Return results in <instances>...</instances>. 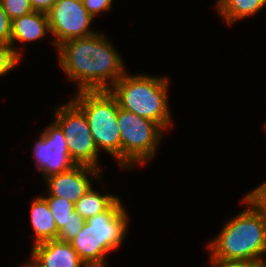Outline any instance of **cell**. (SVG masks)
I'll return each instance as SVG.
<instances>
[{
  "mask_svg": "<svg viewBox=\"0 0 266 267\" xmlns=\"http://www.w3.org/2000/svg\"><path fill=\"white\" fill-rule=\"evenodd\" d=\"M56 49L62 70L78 82V92L110 90L127 72L120 54L99 33L67 40Z\"/></svg>",
  "mask_w": 266,
  "mask_h": 267,
  "instance_id": "1",
  "label": "cell"
},
{
  "mask_svg": "<svg viewBox=\"0 0 266 267\" xmlns=\"http://www.w3.org/2000/svg\"><path fill=\"white\" fill-rule=\"evenodd\" d=\"M207 245L210 260L266 263V219L249 205L227 221L221 233Z\"/></svg>",
  "mask_w": 266,
  "mask_h": 267,
  "instance_id": "2",
  "label": "cell"
},
{
  "mask_svg": "<svg viewBox=\"0 0 266 267\" xmlns=\"http://www.w3.org/2000/svg\"><path fill=\"white\" fill-rule=\"evenodd\" d=\"M168 81L166 77L125 73L109 91L120 108L152 120L165 130L173 125L168 106Z\"/></svg>",
  "mask_w": 266,
  "mask_h": 267,
  "instance_id": "3",
  "label": "cell"
},
{
  "mask_svg": "<svg viewBox=\"0 0 266 267\" xmlns=\"http://www.w3.org/2000/svg\"><path fill=\"white\" fill-rule=\"evenodd\" d=\"M128 221V214L118 199L107 211L86 220L70 243L83 262H103L108 252L123 243Z\"/></svg>",
  "mask_w": 266,
  "mask_h": 267,
  "instance_id": "4",
  "label": "cell"
},
{
  "mask_svg": "<svg viewBox=\"0 0 266 267\" xmlns=\"http://www.w3.org/2000/svg\"><path fill=\"white\" fill-rule=\"evenodd\" d=\"M72 101L84 112L98 151L114 156L121 167L118 101L109 90L77 91Z\"/></svg>",
  "mask_w": 266,
  "mask_h": 267,
  "instance_id": "5",
  "label": "cell"
},
{
  "mask_svg": "<svg viewBox=\"0 0 266 267\" xmlns=\"http://www.w3.org/2000/svg\"><path fill=\"white\" fill-rule=\"evenodd\" d=\"M118 126L121 138V167L145 165L155 156L164 130L152 120L140 117L119 107Z\"/></svg>",
  "mask_w": 266,
  "mask_h": 267,
  "instance_id": "6",
  "label": "cell"
},
{
  "mask_svg": "<svg viewBox=\"0 0 266 267\" xmlns=\"http://www.w3.org/2000/svg\"><path fill=\"white\" fill-rule=\"evenodd\" d=\"M54 121L68 141V152L76 165L98 166V149L84 112L73 102L55 109Z\"/></svg>",
  "mask_w": 266,
  "mask_h": 267,
  "instance_id": "7",
  "label": "cell"
},
{
  "mask_svg": "<svg viewBox=\"0 0 266 267\" xmlns=\"http://www.w3.org/2000/svg\"><path fill=\"white\" fill-rule=\"evenodd\" d=\"M47 16L51 34L56 38L52 41L55 47L67 40L96 33L90 30L94 18L88 13L81 0H57Z\"/></svg>",
  "mask_w": 266,
  "mask_h": 267,
  "instance_id": "8",
  "label": "cell"
},
{
  "mask_svg": "<svg viewBox=\"0 0 266 267\" xmlns=\"http://www.w3.org/2000/svg\"><path fill=\"white\" fill-rule=\"evenodd\" d=\"M33 156L44 178L66 172L76 165L68 152V141L55 122L41 133L35 143Z\"/></svg>",
  "mask_w": 266,
  "mask_h": 267,
  "instance_id": "9",
  "label": "cell"
},
{
  "mask_svg": "<svg viewBox=\"0 0 266 267\" xmlns=\"http://www.w3.org/2000/svg\"><path fill=\"white\" fill-rule=\"evenodd\" d=\"M99 170L92 166L75 165L66 172L45 178L48 196L65 198L75 204L92 187L89 175L101 180Z\"/></svg>",
  "mask_w": 266,
  "mask_h": 267,
  "instance_id": "10",
  "label": "cell"
},
{
  "mask_svg": "<svg viewBox=\"0 0 266 267\" xmlns=\"http://www.w3.org/2000/svg\"><path fill=\"white\" fill-rule=\"evenodd\" d=\"M31 260L34 267H80V259L71 243L58 239L33 245Z\"/></svg>",
  "mask_w": 266,
  "mask_h": 267,
  "instance_id": "11",
  "label": "cell"
},
{
  "mask_svg": "<svg viewBox=\"0 0 266 267\" xmlns=\"http://www.w3.org/2000/svg\"><path fill=\"white\" fill-rule=\"evenodd\" d=\"M47 32L51 33L47 14L32 11L12 21L11 46L21 58L22 54L16 46H13L14 42H33L43 38Z\"/></svg>",
  "mask_w": 266,
  "mask_h": 267,
  "instance_id": "12",
  "label": "cell"
},
{
  "mask_svg": "<svg viewBox=\"0 0 266 267\" xmlns=\"http://www.w3.org/2000/svg\"><path fill=\"white\" fill-rule=\"evenodd\" d=\"M30 212L31 225L35 235L33 244L57 239L59 231L43 196L33 200Z\"/></svg>",
  "mask_w": 266,
  "mask_h": 267,
  "instance_id": "13",
  "label": "cell"
},
{
  "mask_svg": "<svg viewBox=\"0 0 266 267\" xmlns=\"http://www.w3.org/2000/svg\"><path fill=\"white\" fill-rule=\"evenodd\" d=\"M266 5L265 0H218L216 9L228 25L235 21L250 17Z\"/></svg>",
  "mask_w": 266,
  "mask_h": 267,
  "instance_id": "14",
  "label": "cell"
},
{
  "mask_svg": "<svg viewBox=\"0 0 266 267\" xmlns=\"http://www.w3.org/2000/svg\"><path fill=\"white\" fill-rule=\"evenodd\" d=\"M118 196L111 194L102 195L89 189L75 204L74 210L81 215L82 218L88 220L98 214L107 211L117 200Z\"/></svg>",
  "mask_w": 266,
  "mask_h": 267,
  "instance_id": "15",
  "label": "cell"
},
{
  "mask_svg": "<svg viewBox=\"0 0 266 267\" xmlns=\"http://www.w3.org/2000/svg\"><path fill=\"white\" fill-rule=\"evenodd\" d=\"M43 198L47 201L57 229L60 231L69 221L71 213L74 211V203L57 196H44Z\"/></svg>",
  "mask_w": 266,
  "mask_h": 267,
  "instance_id": "16",
  "label": "cell"
},
{
  "mask_svg": "<svg viewBox=\"0 0 266 267\" xmlns=\"http://www.w3.org/2000/svg\"><path fill=\"white\" fill-rule=\"evenodd\" d=\"M242 202L266 219V181L247 193Z\"/></svg>",
  "mask_w": 266,
  "mask_h": 267,
  "instance_id": "17",
  "label": "cell"
},
{
  "mask_svg": "<svg viewBox=\"0 0 266 267\" xmlns=\"http://www.w3.org/2000/svg\"><path fill=\"white\" fill-rule=\"evenodd\" d=\"M85 219L75 210L72 211L71 217L67 224L59 231L57 239L64 242H71L83 228Z\"/></svg>",
  "mask_w": 266,
  "mask_h": 267,
  "instance_id": "18",
  "label": "cell"
},
{
  "mask_svg": "<svg viewBox=\"0 0 266 267\" xmlns=\"http://www.w3.org/2000/svg\"><path fill=\"white\" fill-rule=\"evenodd\" d=\"M0 4L11 21L33 11L29 0H0Z\"/></svg>",
  "mask_w": 266,
  "mask_h": 267,
  "instance_id": "19",
  "label": "cell"
},
{
  "mask_svg": "<svg viewBox=\"0 0 266 267\" xmlns=\"http://www.w3.org/2000/svg\"><path fill=\"white\" fill-rule=\"evenodd\" d=\"M11 44H0V76L7 74L20 62Z\"/></svg>",
  "mask_w": 266,
  "mask_h": 267,
  "instance_id": "20",
  "label": "cell"
},
{
  "mask_svg": "<svg viewBox=\"0 0 266 267\" xmlns=\"http://www.w3.org/2000/svg\"><path fill=\"white\" fill-rule=\"evenodd\" d=\"M113 0H82L83 6L94 18L102 11H109Z\"/></svg>",
  "mask_w": 266,
  "mask_h": 267,
  "instance_id": "21",
  "label": "cell"
},
{
  "mask_svg": "<svg viewBox=\"0 0 266 267\" xmlns=\"http://www.w3.org/2000/svg\"><path fill=\"white\" fill-rule=\"evenodd\" d=\"M11 23L0 4V44H11Z\"/></svg>",
  "mask_w": 266,
  "mask_h": 267,
  "instance_id": "22",
  "label": "cell"
},
{
  "mask_svg": "<svg viewBox=\"0 0 266 267\" xmlns=\"http://www.w3.org/2000/svg\"><path fill=\"white\" fill-rule=\"evenodd\" d=\"M213 267H263L266 263L257 261H219L210 260Z\"/></svg>",
  "mask_w": 266,
  "mask_h": 267,
  "instance_id": "23",
  "label": "cell"
},
{
  "mask_svg": "<svg viewBox=\"0 0 266 267\" xmlns=\"http://www.w3.org/2000/svg\"><path fill=\"white\" fill-rule=\"evenodd\" d=\"M29 1L33 11L47 14L57 0H29Z\"/></svg>",
  "mask_w": 266,
  "mask_h": 267,
  "instance_id": "24",
  "label": "cell"
},
{
  "mask_svg": "<svg viewBox=\"0 0 266 267\" xmlns=\"http://www.w3.org/2000/svg\"><path fill=\"white\" fill-rule=\"evenodd\" d=\"M108 263L103 262H84L80 267H105Z\"/></svg>",
  "mask_w": 266,
  "mask_h": 267,
  "instance_id": "25",
  "label": "cell"
},
{
  "mask_svg": "<svg viewBox=\"0 0 266 267\" xmlns=\"http://www.w3.org/2000/svg\"><path fill=\"white\" fill-rule=\"evenodd\" d=\"M22 267H34L30 262H27Z\"/></svg>",
  "mask_w": 266,
  "mask_h": 267,
  "instance_id": "26",
  "label": "cell"
}]
</instances>
